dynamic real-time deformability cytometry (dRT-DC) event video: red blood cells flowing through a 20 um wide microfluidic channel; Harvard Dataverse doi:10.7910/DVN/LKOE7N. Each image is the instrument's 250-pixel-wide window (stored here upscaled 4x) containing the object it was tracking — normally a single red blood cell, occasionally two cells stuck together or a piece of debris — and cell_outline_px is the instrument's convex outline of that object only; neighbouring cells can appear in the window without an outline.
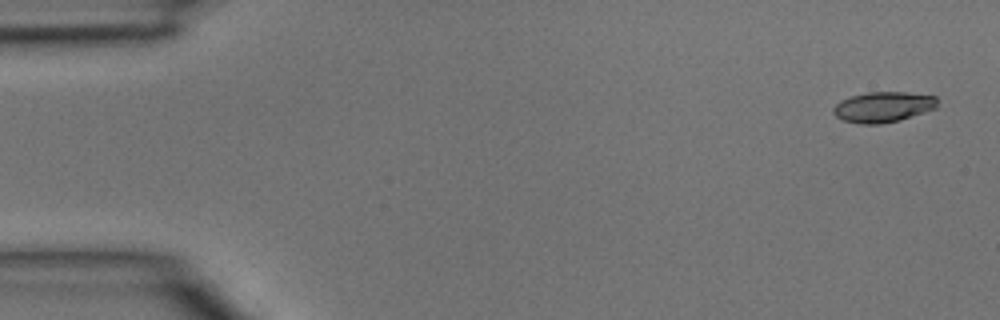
{"species": "common noctule bat (a hibernating species)", "species_latin": "Nyctalus noctula", "temperature_condition": "room temperature", "stored_images_in_passage": 3, "camera_frame_rate_fps": 3000, "um_per_image_px": 0.085, "animal": {"sex": "male", "body_mass_g": 15.6}, "frame": {"image": 1, "passage_image": 1, "time_ms": 0.0, "image_size_px": [1000, 320], "cell_outline_px": [[936, 108], [900, 120], [880, 124], [860, 124], [844, 120], [836, 116], [832, 112], [832, 108], [840, 100], [852, 96], [868, 92], [904, 92], [936, 96]], "centroid_in_image_um": [75.04, 9.09], "position_along_channel_um": 10.0, "area_um2": 18.38}}